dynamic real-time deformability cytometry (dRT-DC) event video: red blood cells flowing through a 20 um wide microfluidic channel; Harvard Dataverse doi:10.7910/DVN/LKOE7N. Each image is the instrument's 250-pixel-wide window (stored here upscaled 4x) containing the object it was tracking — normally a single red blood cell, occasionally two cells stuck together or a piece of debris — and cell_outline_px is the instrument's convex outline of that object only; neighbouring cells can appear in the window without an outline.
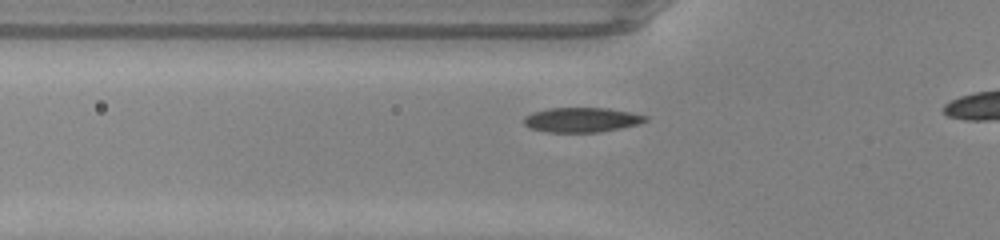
{"species": "common noctule bat (a hibernating species)", "species_latin": "Nyctalus noctula", "temperature_condition": "warm", "stored_images_in_passage": 30, "camera_frame_rate_fps": 3000, "um_per_image_px": 0.085, "animal": {"sex": "male", "body_mass_g": 20.0, "forearm_length_mm": 53.3}, "frame": {"image": 1, "passage_image": 7, "time_ms": 2.0, "image_size_px": [1000, 240], "cell_outline_px": [[648, 120], [640, 124], [600, 132], [548, 132], [528, 128], [524, 124], [524, 116], [532, 112], [548, 108], [608, 108], [648, 116]], "centroid_in_image_um": [49.42, 10.19], "position_along_channel_um": 76.4, "area_um2": 17.57}}
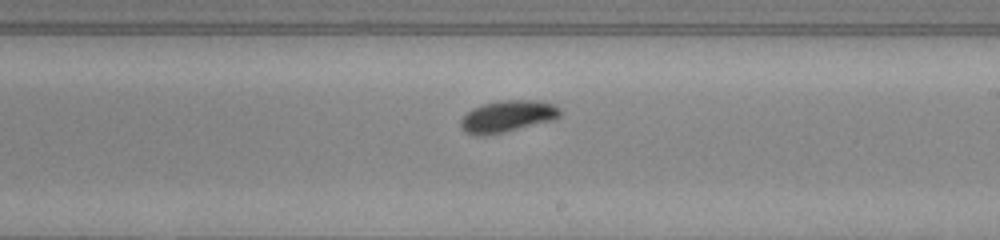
{"frame": {"image": 2, "passage_image": 19, "time_ms": 6.0, "image_size_px": [1000, 240], "cell_outline_px": [[564, 112], [560, 116], [552, 120], [504, 132], [476, 136], [464, 132], [460, 128], [460, 120], [472, 108], [484, 104], [504, 100], [536, 100], [552, 104], [560, 108]], "centroid_in_image_um": [43.13, 9.89], "position_along_channel_um": 245.9, "area_um2": 18.26}}
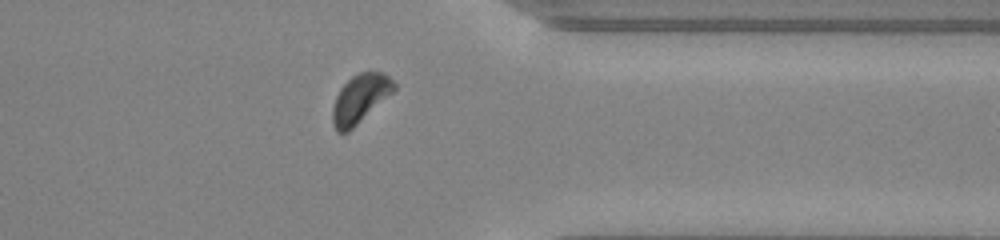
{"frame": {"image": 3, "passage_image": 29, "time_ms": 9.333, "image_size_px": [1000, 240], "cell_outline_px": [[396, 88], [392, 92], [348, 132], [336, 132], [332, 124], [332, 108], [336, 96], [340, 88], [352, 76], [360, 72], [384, 72], [396, 84]], "centroid_in_image_um": [30.58, 8.38], "position_along_channel_um": 380.8, "area_um2": 17.11}}